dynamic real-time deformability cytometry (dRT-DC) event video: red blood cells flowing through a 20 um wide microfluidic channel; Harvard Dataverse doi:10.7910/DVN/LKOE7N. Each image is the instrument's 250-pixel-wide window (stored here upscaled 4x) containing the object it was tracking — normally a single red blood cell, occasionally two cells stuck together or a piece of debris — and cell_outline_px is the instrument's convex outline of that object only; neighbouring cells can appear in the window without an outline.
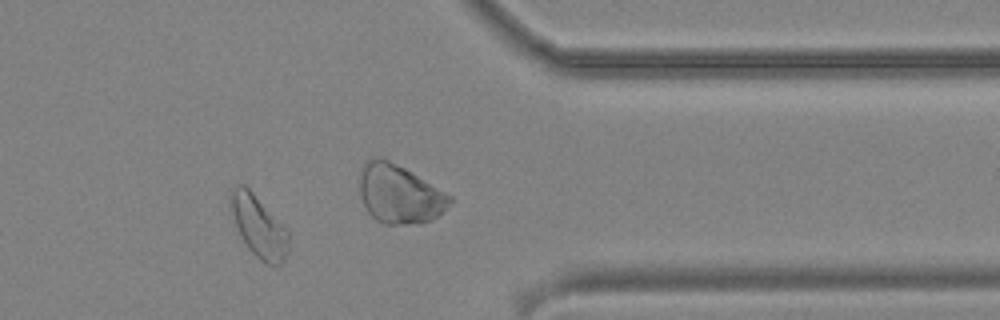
{"species": "common noctule bat (a hibernating species)", "species_latin": "Nyctalus noctula", "temperature_condition": "cold", "stored_images_in_passage": 28, "camera_frame_rate_fps": 3000, "um_per_image_px": 0.085, "animal": {"sex": "male", "body_mass_g": 19.2, "forearm_length_mm": 51.8}, "frame": {"image": 1, "passage_image": 24, "time_ms": 7.667, "image_size_px": [1000, 320], "cell_outline_px": [[288, 252], [284, 260], [280, 264], [268, 264], [260, 260], [244, 244], [240, 236], [232, 212], [232, 184], [244, 184], [252, 192], [288, 232]], "centroid_in_image_um": [21.99, 19.28], "position_along_channel_um": 389.4, "area_um2": 20.06}}